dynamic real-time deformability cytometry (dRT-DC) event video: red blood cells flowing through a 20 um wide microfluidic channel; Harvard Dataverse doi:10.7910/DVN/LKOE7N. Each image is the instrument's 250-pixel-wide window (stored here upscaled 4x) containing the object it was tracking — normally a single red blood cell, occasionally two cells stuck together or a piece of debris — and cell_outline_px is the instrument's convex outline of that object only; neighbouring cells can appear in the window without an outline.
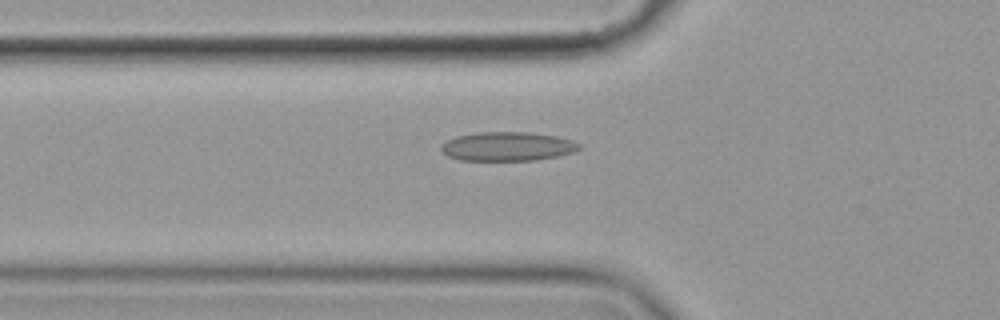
{"species": "common noctule bat (a hibernating species)", "species_latin": "Nyctalus noctula", "temperature_condition": "cold", "stored_images_in_passage": 33, "camera_frame_rate_fps": 3000, "um_per_image_px": 0.085, "animal": {"sex": "female", "body_mass_g": 19.9}, "frame": {"image": 1, "passage_image": 3, "time_ms": 0.667, "image_size_px": [1000, 320], "cell_outline_px": [[580, 148], [572, 152], [556, 156], [536, 160], [460, 160], [448, 156], [440, 148], [440, 144], [456, 136], [476, 132], [528, 132], [556, 136], [572, 140], [580, 144]], "centroid_in_image_um": [43.11, 12.44], "position_along_channel_um": 82.7, "area_um2": 23.24}}
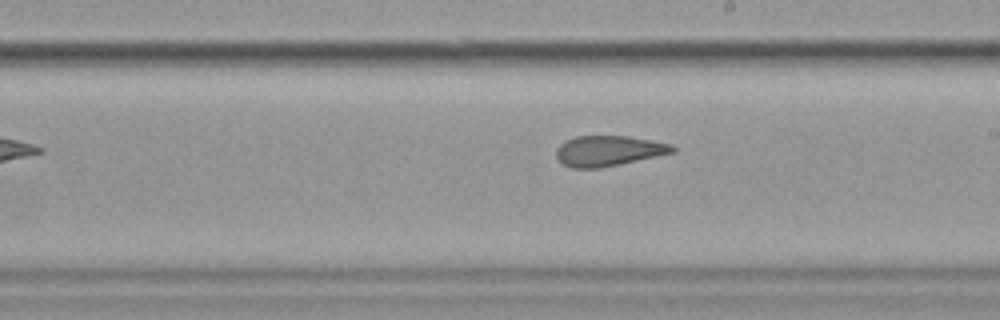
{"frame": {"image": 2, "passage_image": 16, "time_ms": 5.0, "image_size_px": [1000, 320], "cell_outline_px": [[676, 152], [620, 164], [600, 168], [572, 168], [564, 164], [556, 156], [556, 148], [564, 140], [576, 136], [628, 136], [652, 140], [672, 144], [676, 148]], "centroid_in_image_um": [51.73, 12.81], "position_along_channel_um": 237.3, "area_um2": 20.69}}
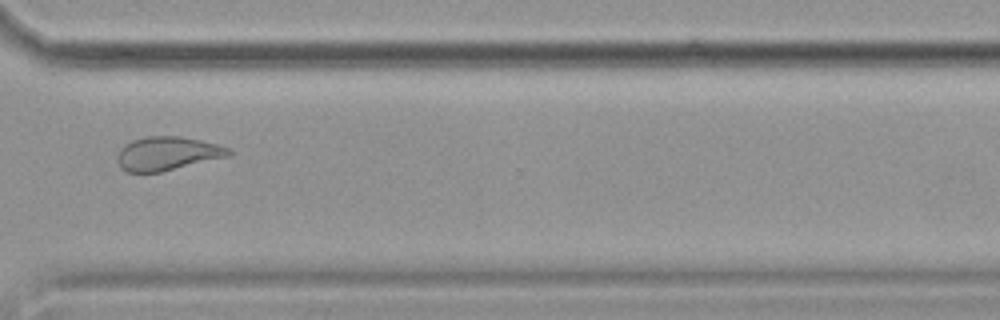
{"frame": {"image": 3, "passage_image": 26, "time_ms": 8.333, "image_size_px": [1000, 320], "cell_outline_px": [[232, 156], [160, 172], [128, 172], [120, 168], [116, 160], [116, 156], [120, 148], [124, 144], [132, 140], [148, 136], [180, 136], [200, 140], [216, 144], [228, 148], [232, 152]], "centroid_in_image_um": [14.21, 13.05], "position_along_channel_um": 356.4, "area_um2": 22.08}, "authors_computed_cell_mechanics": {"area_um2": 21.6172, "velocity_mm_per_s": 3.5627, "shape_relaxation_time_tau1_ms": null, "shape_relaxation_time_tau2_ms": 2.2632, "deformation_change_tau1": null, "deformation_change_tau2": 0.0935}}